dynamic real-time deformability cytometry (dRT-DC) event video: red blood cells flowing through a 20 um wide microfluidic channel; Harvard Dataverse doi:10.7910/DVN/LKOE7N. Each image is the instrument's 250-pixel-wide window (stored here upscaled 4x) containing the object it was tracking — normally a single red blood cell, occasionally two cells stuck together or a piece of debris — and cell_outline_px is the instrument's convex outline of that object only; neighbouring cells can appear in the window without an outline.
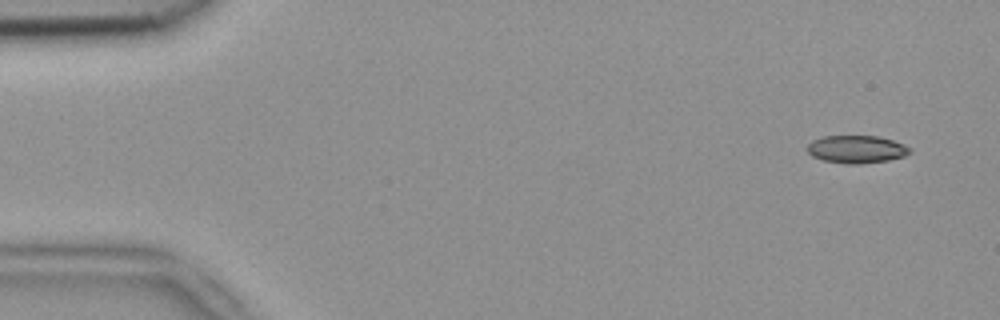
{"species": "common noctule bat (a hibernating species)", "species_latin": "Nyctalus noctula", "temperature_condition": "room temperature", "stored_images_in_passage": 7, "camera_frame_rate_fps": 3000, "um_per_image_px": 0.085, "animal": {"sex": "female", "body_mass_g": 18.4}, "frame": {"image": 1, "passage_image": 1, "time_ms": 0.0, "image_size_px": [1000, 320], "cell_outline_px": [[912, 152], [904, 156], [888, 160], [860, 164], [848, 164], [824, 160], [812, 156], [808, 152], [808, 144], [812, 140], [824, 136], [880, 136], [904, 144], [912, 148]], "centroid_in_image_um": [72.84, 12.68], "position_along_channel_um": 12.2, "area_um2": 16.59}}
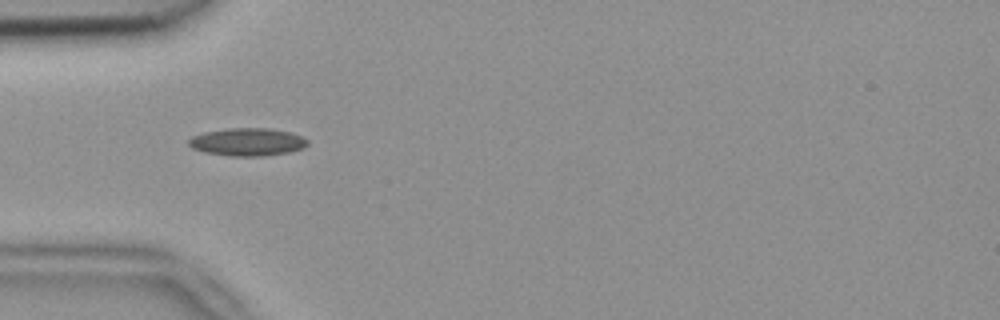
{"frame": {"image": 2, "passage_image": 4, "time_ms": 1.0, "image_size_px": [1000, 320], "cell_outline_px": [[308, 144], [300, 148], [288, 152], [264, 156], [228, 156], [204, 152], [192, 148], [188, 144], [188, 140], [192, 136], [204, 132], [228, 128], [268, 128], [288, 132], [300, 136], [308, 140]], "centroid_in_image_um": [20.98, 12.07], "position_along_channel_um": 64.0, "area_um2": 19.13}}
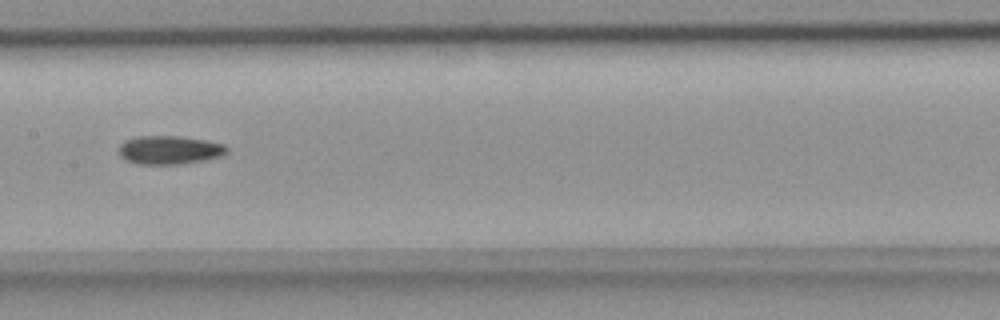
{"frame": {"image": 3, "passage_image": 7, "time_ms": 2.0, "image_size_px": [1000, 320], "cell_outline_px": [[228, 152], [224, 156], [204, 160], [180, 164], [140, 164], [124, 160], [120, 156], [120, 144], [124, 140], [136, 136], [180, 136], [208, 140], [224, 144], [228, 148]], "centroid_in_image_um": [14.43, 12.74], "position_along_channel_um": 193.0, "area_um2": 18.21}}